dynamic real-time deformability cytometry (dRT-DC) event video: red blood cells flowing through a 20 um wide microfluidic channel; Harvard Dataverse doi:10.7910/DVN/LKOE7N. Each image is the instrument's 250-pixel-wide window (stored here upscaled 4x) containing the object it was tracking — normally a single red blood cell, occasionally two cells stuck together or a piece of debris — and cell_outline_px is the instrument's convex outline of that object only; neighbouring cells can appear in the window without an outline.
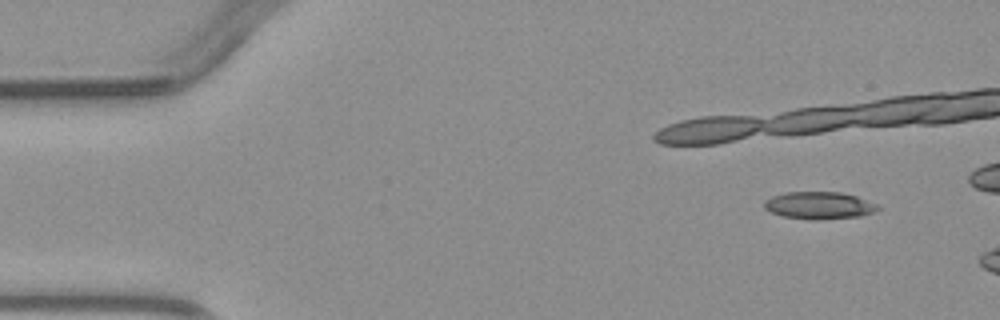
{"species": "common noctule bat (a hibernating species)", "species_latin": "Nyctalus noctula", "temperature_condition": "warm", "stored_images_in_passage": 3, "camera_frame_rate_fps": 3000, "um_per_image_px": 0.085, "animal": {"sex": "male", "body_mass_g": 23.1, "forearm_length_mm": 52.7}, "frame": {"image": 1, "passage_image": 1, "time_ms": 0.0, "image_size_px": [1000, 320], "cell_outline_px": [[880, 208], [872, 212], [860, 216], [816, 220], [808, 220], [784, 216], [772, 212], [764, 208], [764, 200], [772, 196], [784, 192], [840, 192], [856, 196], [880, 204]], "centroid_in_image_um": [69.63, 17.45], "position_along_channel_um": 15.4, "area_um2": 18.15}}